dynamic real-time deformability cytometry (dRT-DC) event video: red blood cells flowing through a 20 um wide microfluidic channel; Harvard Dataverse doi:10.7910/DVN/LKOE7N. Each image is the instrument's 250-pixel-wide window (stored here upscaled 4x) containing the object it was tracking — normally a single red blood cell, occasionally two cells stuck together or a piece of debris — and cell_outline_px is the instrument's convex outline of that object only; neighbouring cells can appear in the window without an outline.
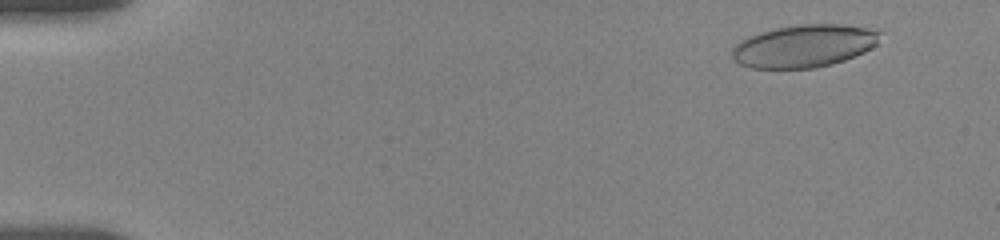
{"species": "human", "species_latin": "Homo sapiens", "temperature_condition": "room temperature", "stored_images_in_passage": 56, "camera_frame_rate_fps": 3000, "um_per_image_px": 0.085, "donor": {"sex": "female"}, "frame": {"image": 1, "passage_image": 5, "time_ms": 1.333, "image_size_px": [1000, 240], "cell_outline_px": [[884, 32], [876, 44], [864, 52], [844, 60], [832, 64], [816, 68], [752, 68], [740, 64], [732, 60], [732, 48], [740, 40], [748, 36], [760, 32], [776, 28], [796, 24], [840, 24], [876, 28]], "centroid_in_image_um": [68.37, 3.89], "position_along_channel_um": 16.6, "area_um2": 37.17}}
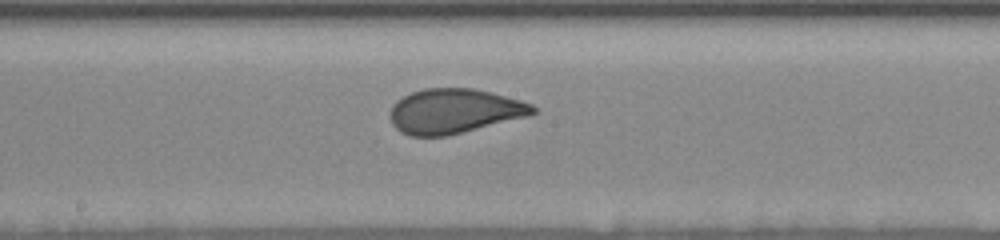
{"frame": {"image": 2, "passage_image": 31, "time_ms": 10.0, "image_size_px": [1000, 240], "cell_outline_px": [[536, 112], [528, 116], [448, 136], [408, 136], [400, 132], [392, 124], [388, 116], [392, 104], [396, 100], [412, 92], [424, 88], [472, 88], [520, 100], [532, 104], [536, 108]], "centroid_in_image_um": [38.56, 9.45], "position_along_channel_um": 209.6, "area_um2": 37.28}}
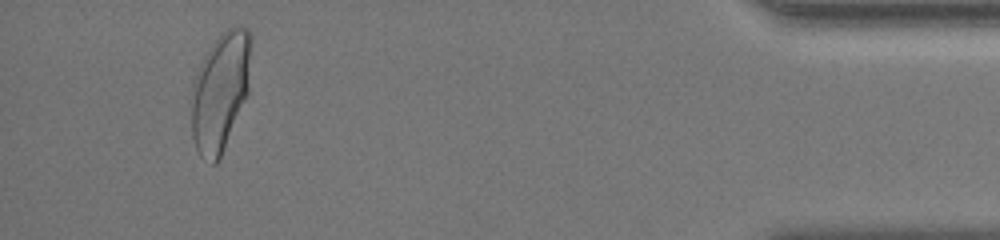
{"frame": {"image": 3, "passage_image": 53, "time_ms": 17.333, "image_size_px": [1000, 240], "cell_outline_px": [[252, 40], [248, 92], [220, 156], [216, 164], [212, 164], [200, 156], [196, 148], [192, 136], [192, 84], [204, 56], [212, 44], [228, 28], [248, 28], [252, 36]], "centroid_in_image_um": [18.73, 7.77], "position_along_channel_um": 416.5, "area_um2": 40.63}, "authors_computed_cell_mechanics": {"area_um2": 37.6856, "velocity_mm_per_s": 3.6112, "shape_relaxation_time_tau1_ms": 6.4066, "shape_relaxation_time_tau2_ms": null, "deformation_change_tau1": 0.1765, "deformation_change_tau2": null}}